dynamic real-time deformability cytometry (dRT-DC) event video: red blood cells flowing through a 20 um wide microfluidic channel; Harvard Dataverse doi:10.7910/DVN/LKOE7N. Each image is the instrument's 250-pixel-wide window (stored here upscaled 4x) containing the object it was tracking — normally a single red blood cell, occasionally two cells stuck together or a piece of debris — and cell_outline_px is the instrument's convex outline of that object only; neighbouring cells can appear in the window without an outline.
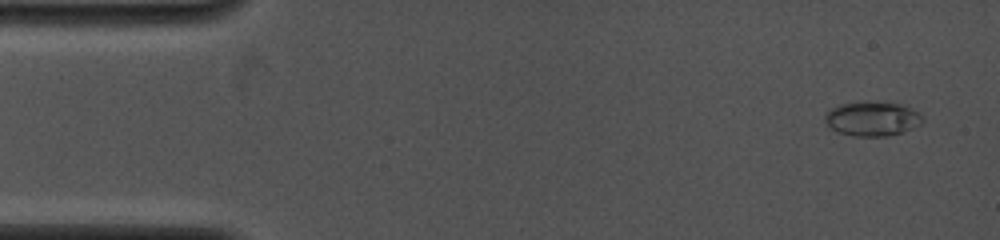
{"species": "common noctule bat (a hibernating species)", "species_latin": "Nyctalus noctula", "temperature_condition": "cold", "stored_images_in_passage": 29, "camera_frame_rate_fps": 4000, "um_per_image_px": 0.085, "animal": {"sex": "female", "body_mass_g": 19.0, "forearm_length_mm": 53.3}, "frame": {"image": 1, "passage_image": 1, "time_ms": 0.0, "image_size_px": [1000, 240], "cell_outline_px": [[924, 120], [920, 124], [904, 132], [888, 136], [852, 136], [836, 132], [824, 120], [824, 116], [832, 108], [840, 104], [900, 104], [924, 116]], "centroid_in_image_um": [74.14, 10.15], "position_along_channel_um": 10.9, "area_um2": 18.84}}
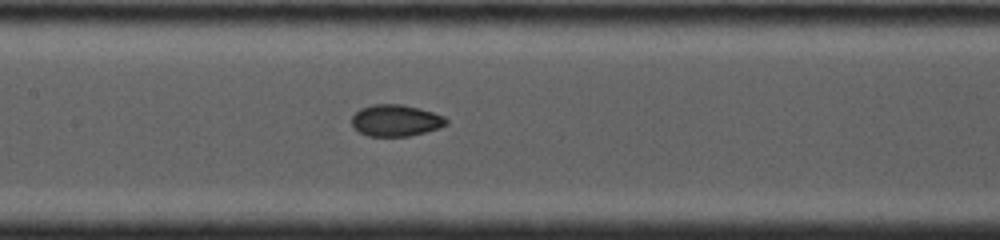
{"frame": {"image": 2, "passage_image": 14, "time_ms": 6.5, "image_size_px": [1000, 240], "cell_outline_px": [[448, 124], [440, 128], [408, 136], [368, 136], [360, 132], [352, 124], [352, 116], [360, 108], [372, 104], [400, 104], [420, 108], [444, 116], [448, 120]], "centroid_in_image_um": [33.66, 10.23], "position_along_channel_um": 173.7, "area_um2": 17.4}}
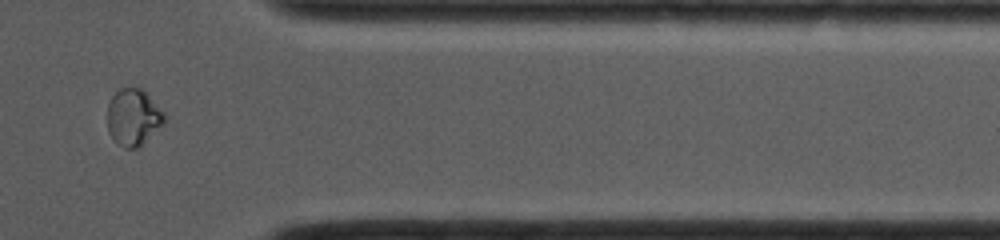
{"frame": {"image": 3, "passage_image": 25, "time_ms": 12.0, "image_size_px": [1000, 240], "cell_outline_px": [[168, 120], [140, 148], [124, 148], [116, 144], [108, 132], [108, 104], [112, 96], [120, 88], [144, 88], [168, 116]], "centroid_in_image_um": [11.39, 9.98], "position_along_channel_um": 400.0, "area_um2": 19.48}, "authors_computed_cell_mechanics": {"area_um2": 17.918, "velocity_mm_per_s": 4.2011, "shape_relaxation_time_tau1_ms": null, "shape_relaxation_time_tau2_ms": 1.0775, "deformation_change_tau1": null, "deformation_change_tau2": 0.0477}}